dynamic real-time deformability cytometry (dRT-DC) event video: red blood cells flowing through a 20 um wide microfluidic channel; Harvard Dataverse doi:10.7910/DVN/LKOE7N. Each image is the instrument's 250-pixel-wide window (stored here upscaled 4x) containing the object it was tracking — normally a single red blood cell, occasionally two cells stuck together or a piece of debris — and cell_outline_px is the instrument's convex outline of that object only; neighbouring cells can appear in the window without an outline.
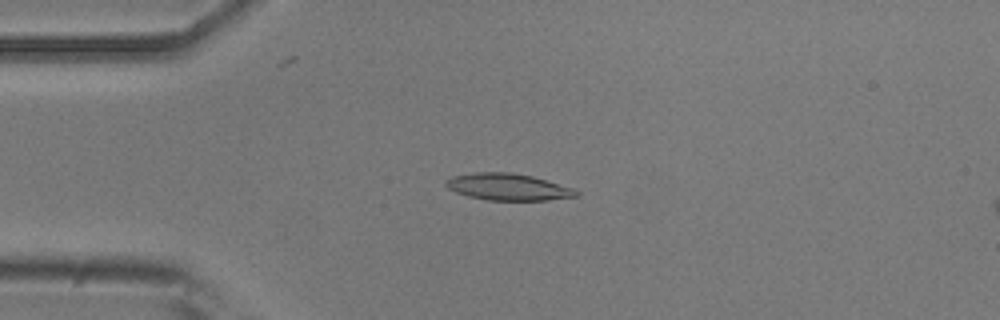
{"species": "common noctule bat (a hibernating species)", "species_latin": "Nyctalus noctula", "temperature_condition": "room temperature", "stored_images_in_passage": 52, "camera_frame_rate_fps": 3000, "um_per_image_px": 0.085, "animal": {"sex": "male", "body_mass_g": 20.5, "forearm_length_mm": 52.5}, "frame": {"image": 1, "passage_image": 12, "time_ms": 3.667, "image_size_px": [1000, 320], "cell_outline_px": [[580, 196], [548, 200], [488, 200], [468, 196], [456, 192], [448, 188], [444, 184], [444, 180], [452, 176], [476, 172], [512, 172], [532, 176], [576, 188], [580, 192]], "centroid_in_image_um": [43.22, 15.88], "position_along_channel_um": 41.8, "area_um2": 20.58}}
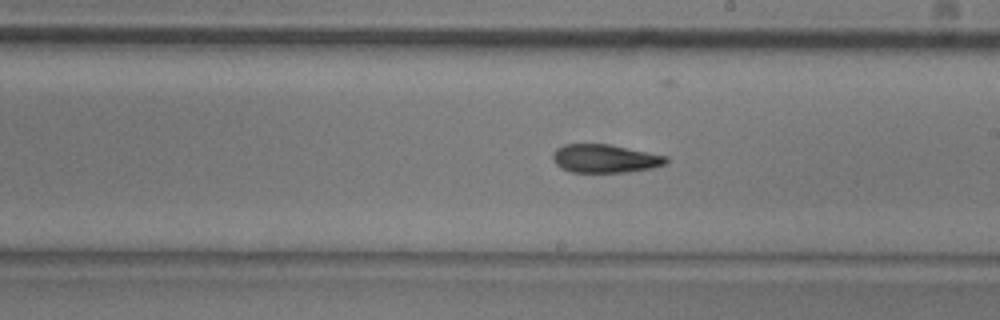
{"frame": {"image": 2, "passage_image": 29, "time_ms": 9.333, "image_size_px": [1000, 320], "cell_outline_px": [[668, 164], [652, 168], [628, 172], [572, 172], [560, 168], [552, 160], [552, 152], [556, 148], [564, 144], [608, 144], [668, 156]], "centroid_in_image_um": [51.41, 13.48], "position_along_channel_um": 237.6, "area_um2": 18.9}}
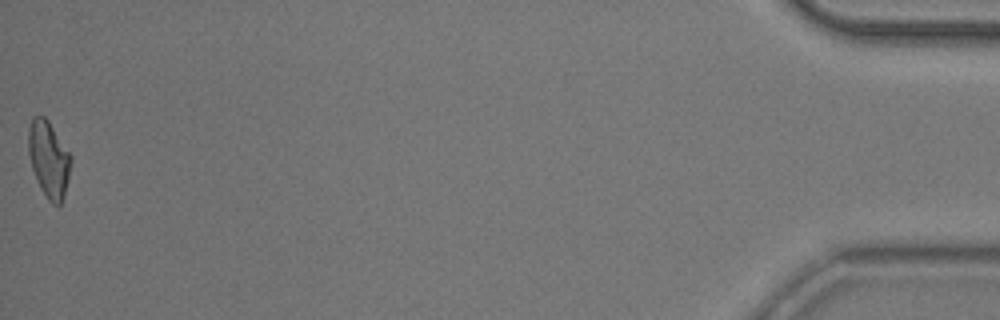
{"frame": {"image": 3, "passage_image": 52, "time_ms": 17.0, "image_size_px": [1000, 320], "cell_outline_px": [[72, 160], [68, 180], [64, 196], [60, 204], [52, 204], [48, 200], [40, 188], [36, 180], [32, 168], [28, 152], [28, 128], [32, 116], [44, 116], [48, 120], [72, 156]], "centroid_in_image_um": [4.14, 13.52], "position_along_channel_um": 431.1, "area_um2": 19.02}, "authors_computed_cell_mechanics": {"area_um2": 19.4208, "velocity_mm_per_s": 3.8295, "shape_relaxation_time_tau1_ms": 5.3755, "shape_relaxation_time_tau2_ms": 3.75, "deformation_change_tau1": 0.1706, "deformation_change_tau2": 0.1222}}